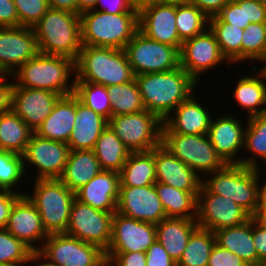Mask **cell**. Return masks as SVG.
Masks as SVG:
<instances>
[{"mask_svg": "<svg viewBox=\"0 0 266 266\" xmlns=\"http://www.w3.org/2000/svg\"><path fill=\"white\" fill-rule=\"evenodd\" d=\"M157 182L183 191H199L203 176H199L161 144L154 148Z\"/></svg>", "mask_w": 266, "mask_h": 266, "instance_id": "obj_23", "label": "cell"}, {"mask_svg": "<svg viewBox=\"0 0 266 266\" xmlns=\"http://www.w3.org/2000/svg\"><path fill=\"white\" fill-rule=\"evenodd\" d=\"M138 29L154 41L181 49L174 4L153 2L141 7L138 10Z\"/></svg>", "mask_w": 266, "mask_h": 266, "instance_id": "obj_19", "label": "cell"}, {"mask_svg": "<svg viewBox=\"0 0 266 266\" xmlns=\"http://www.w3.org/2000/svg\"><path fill=\"white\" fill-rule=\"evenodd\" d=\"M176 27L179 39L183 42L203 33L209 28V17L195 5H176Z\"/></svg>", "mask_w": 266, "mask_h": 266, "instance_id": "obj_42", "label": "cell"}, {"mask_svg": "<svg viewBox=\"0 0 266 266\" xmlns=\"http://www.w3.org/2000/svg\"><path fill=\"white\" fill-rule=\"evenodd\" d=\"M180 66L198 83L200 75L212 67L222 64H232L222 55L219 44L213 32L207 28L203 33L182 42Z\"/></svg>", "mask_w": 266, "mask_h": 266, "instance_id": "obj_15", "label": "cell"}, {"mask_svg": "<svg viewBox=\"0 0 266 266\" xmlns=\"http://www.w3.org/2000/svg\"><path fill=\"white\" fill-rule=\"evenodd\" d=\"M216 244L238 255L249 266L258 264L253 242L252 217L242 225L223 228L214 232Z\"/></svg>", "mask_w": 266, "mask_h": 266, "instance_id": "obj_30", "label": "cell"}, {"mask_svg": "<svg viewBox=\"0 0 266 266\" xmlns=\"http://www.w3.org/2000/svg\"><path fill=\"white\" fill-rule=\"evenodd\" d=\"M258 218L266 224V184L262 194L261 210Z\"/></svg>", "mask_w": 266, "mask_h": 266, "instance_id": "obj_58", "label": "cell"}, {"mask_svg": "<svg viewBox=\"0 0 266 266\" xmlns=\"http://www.w3.org/2000/svg\"><path fill=\"white\" fill-rule=\"evenodd\" d=\"M156 241V224L135 220L115 212L111 240L105 253L147 252Z\"/></svg>", "mask_w": 266, "mask_h": 266, "instance_id": "obj_16", "label": "cell"}, {"mask_svg": "<svg viewBox=\"0 0 266 266\" xmlns=\"http://www.w3.org/2000/svg\"><path fill=\"white\" fill-rule=\"evenodd\" d=\"M116 212L152 224H158L166 218L154 184L144 187H119Z\"/></svg>", "mask_w": 266, "mask_h": 266, "instance_id": "obj_18", "label": "cell"}, {"mask_svg": "<svg viewBox=\"0 0 266 266\" xmlns=\"http://www.w3.org/2000/svg\"><path fill=\"white\" fill-rule=\"evenodd\" d=\"M109 266H146V252L105 253Z\"/></svg>", "mask_w": 266, "mask_h": 266, "instance_id": "obj_48", "label": "cell"}, {"mask_svg": "<svg viewBox=\"0 0 266 266\" xmlns=\"http://www.w3.org/2000/svg\"><path fill=\"white\" fill-rule=\"evenodd\" d=\"M207 266H249L238 255L215 244L211 250Z\"/></svg>", "mask_w": 266, "mask_h": 266, "instance_id": "obj_47", "label": "cell"}, {"mask_svg": "<svg viewBox=\"0 0 266 266\" xmlns=\"http://www.w3.org/2000/svg\"><path fill=\"white\" fill-rule=\"evenodd\" d=\"M41 256L17 239L6 228H0V263L23 266L30 262H39Z\"/></svg>", "mask_w": 266, "mask_h": 266, "instance_id": "obj_41", "label": "cell"}, {"mask_svg": "<svg viewBox=\"0 0 266 266\" xmlns=\"http://www.w3.org/2000/svg\"><path fill=\"white\" fill-rule=\"evenodd\" d=\"M119 172L102 170L90 182L75 192V198L84 204L115 213L119 194Z\"/></svg>", "mask_w": 266, "mask_h": 266, "instance_id": "obj_24", "label": "cell"}, {"mask_svg": "<svg viewBox=\"0 0 266 266\" xmlns=\"http://www.w3.org/2000/svg\"><path fill=\"white\" fill-rule=\"evenodd\" d=\"M97 0H78V14L93 10L95 8Z\"/></svg>", "mask_w": 266, "mask_h": 266, "instance_id": "obj_57", "label": "cell"}, {"mask_svg": "<svg viewBox=\"0 0 266 266\" xmlns=\"http://www.w3.org/2000/svg\"><path fill=\"white\" fill-rule=\"evenodd\" d=\"M217 16L224 23L246 29L250 23L266 22V5L258 0H230Z\"/></svg>", "mask_w": 266, "mask_h": 266, "instance_id": "obj_36", "label": "cell"}, {"mask_svg": "<svg viewBox=\"0 0 266 266\" xmlns=\"http://www.w3.org/2000/svg\"><path fill=\"white\" fill-rule=\"evenodd\" d=\"M113 215L114 213L95 209L75 198L65 234L106 251L111 240Z\"/></svg>", "mask_w": 266, "mask_h": 266, "instance_id": "obj_12", "label": "cell"}, {"mask_svg": "<svg viewBox=\"0 0 266 266\" xmlns=\"http://www.w3.org/2000/svg\"><path fill=\"white\" fill-rule=\"evenodd\" d=\"M112 116L144 111L141 94L135 81L107 86Z\"/></svg>", "mask_w": 266, "mask_h": 266, "instance_id": "obj_40", "label": "cell"}, {"mask_svg": "<svg viewBox=\"0 0 266 266\" xmlns=\"http://www.w3.org/2000/svg\"><path fill=\"white\" fill-rule=\"evenodd\" d=\"M39 53L32 27H0V75H12Z\"/></svg>", "mask_w": 266, "mask_h": 266, "instance_id": "obj_17", "label": "cell"}, {"mask_svg": "<svg viewBox=\"0 0 266 266\" xmlns=\"http://www.w3.org/2000/svg\"><path fill=\"white\" fill-rule=\"evenodd\" d=\"M0 266H17V265H8V264H2V263H0Z\"/></svg>", "mask_w": 266, "mask_h": 266, "instance_id": "obj_64", "label": "cell"}, {"mask_svg": "<svg viewBox=\"0 0 266 266\" xmlns=\"http://www.w3.org/2000/svg\"><path fill=\"white\" fill-rule=\"evenodd\" d=\"M166 217L196 220L199 191H183L164 183L154 184Z\"/></svg>", "mask_w": 266, "mask_h": 266, "instance_id": "obj_33", "label": "cell"}, {"mask_svg": "<svg viewBox=\"0 0 266 266\" xmlns=\"http://www.w3.org/2000/svg\"><path fill=\"white\" fill-rule=\"evenodd\" d=\"M108 120L81 103L76 96V117L67 145L70 150H93Z\"/></svg>", "mask_w": 266, "mask_h": 266, "instance_id": "obj_26", "label": "cell"}, {"mask_svg": "<svg viewBox=\"0 0 266 266\" xmlns=\"http://www.w3.org/2000/svg\"><path fill=\"white\" fill-rule=\"evenodd\" d=\"M241 41V61L260 60L262 63L266 57V22L250 23Z\"/></svg>", "mask_w": 266, "mask_h": 266, "instance_id": "obj_44", "label": "cell"}, {"mask_svg": "<svg viewBox=\"0 0 266 266\" xmlns=\"http://www.w3.org/2000/svg\"><path fill=\"white\" fill-rule=\"evenodd\" d=\"M145 110L162 122L196 89L197 82L181 67L135 76Z\"/></svg>", "mask_w": 266, "mask_h": 266, "instance_id": "obj_1", "label": "cell"}, {"mask_svg": "<svg viewBox=\"0 0 266 266\" xmlns=\"http://www.w3.org/2000/svg\"><path fill=\"white\" fill-rule=\"evenodd\" d=\"M61 96L55 92L17 87L12 88L11 110L34 132L51 114Z\"/></svg>", "mask_w": 266, "mask_h": 266, "instance_id": "obj_20", "label": "cell"}, {"mask_svg": "<svg viewBox=\"0 0 266 266\" xmlns=\"http://www.w3.org/2000/svg\"><path fill=\"white\" fill-rule=\"evenodd\" d=\"M247 119L243 149L250 151L251 156L237 158V164L258 169L259 164L256 160L259 158L266 164V114L255 115Z\"/></svg>", "mask_w": 266, "mask_h": 266, "instance_id": "obj_37", "label": "cell"}, {"mask_svg": "<svg viewBox=\"0 0 266 266\" xmlns=\"http://www.w3.org/2000/svg\"><path fill=\"white\" fill-rule=\"evenodd\" d=\"M146 266H176L164 247L155 241L146 252Z\"/></svg>", "mask_w": 266, "mask_h": 266, "instance_id": "obj_50", "label": "cell"}, {"mask_svg": "<svg viewBox=\"0 0 266 266\" xmlns=\"http://www.w3.org/2000/svg\"><path fill=\"white\" fill-rule=\"evenodd\" d=\"M254 266H266V263H258L257 265Z\"/></svg>", "mask_w": 266, "mask_h": 266, "instance_id": "obj_63", "label": "cell"}, {"mask_svg": "<svg viewBox=\"0 0 266 266\" xmlns=\"http://www.w3.org/2000/svg\"><path fill=\"white\" fill-rule=\"evenodd\" d=\"M264 66L260 69L262 71V73L264 74L265 78H266V57L265 59L262 61Z\"/></svg>", "mask_w": 266, "mask_h": 266, "instance_id": "obj_62", "label": "cell"}, {"mask_svg": "<svg viewBox=\"0 0 266 266\" xmlns=\"http://www.w3.org/2000/svg\"><path fill=\"white\" fill-rule=\"evenodd\" d=\"M41 261H43V262L41 264L38 263V265L36 264V266H56V265L48 263L47 261L45 262V259H43L42 257H41Z\"/></svg>", "mask_w": 266, "mask_h": 266, "instance_id": "obj_61", "label": "cell"}, {"mask_svg": "<svg viewBox=\"0 0 266 266\" xmlns=\"http://www.w3.org/2000/svg\"><path fill=\"white\" fill-rule=\"evenodd\" d=\"M24 176L22 155L0 150V190L19 193V191L14 190V187L22 181L21 178Z\"/></svg>", "mask_w": 266, "mask_h": 266, "instance_id": "obj_45", "label": "cell"}, {"mask_svg": "<svg viewBox=\"0 0 266 266\" xmlns=\"http://www.w3.org/2000/svg\"><path fill=\"white\" fill-rule=\"evenodd\" d=\"M75 81L105 87L133 81L135 74L124 50L82 45L75 60Z\"/></svg>", "mask_w": 266, "mask_h": 266, "instance_id": "obj_3", "label": "cell"}, {"mask_svg": "<svg viewBox=\"0 0 266 266\" xmlns=\"http://www.w3.org/2000/svg\"><path fill=\"white\" fill-rule=\"evenodd\" d=\"M32 29L39 53L77 59L82 48L79 14L50 8Z\"/></svg>", "mask_w": 266, "mask_h": 266, "instance_id": "obj_4", "label": "cell"}, {"mask_svg": "<svg viewBox=\"0 0 266 266\" xmlns=\"http://www.w3.org/2000/svg\"><path fill=\"white\" fill-rule=\"evenodd\" d=\"M76 117V95L61 96L51 114L34 132L38 136L66 143L71 135Z\"/></svg>", "mask_w": 266, "mask_h": 266, "instance_id": "obj_27", "label": "cell"}, {"mask_svg": "<svg viewBox=\"0 0 266 266\" xmlns=\"http://www.w3.org/2000/svg\"><path fill=\"white\" fill-rule=\"evenodd\" d=\"M161 145L180 159L198 175L207 176L224 168L227 163L214 149L208 135H184L173 133L164 123L161 129Z\"/></svg>", "mask_w": 266, "mask_h": 266, "instance_id": "obj_8", "label": "cell"}, {"mask_svg": "<svg viewBox=\"0 0 266 266\" xmlns=\"http://www.w3.org/2000/svg\"><path fill=\"white\" fill-rule=\"evenodd\" d=\"M191 95L180 103L163 123L173 132L184 135H206L212 116L207 108ZM208 110V112H207ZM174 114V115H173Z\"/></svg>", "mask_w": 266, "mask_h": 266, "instance_id": "obj_25", "label": "cell"}, {"mask_svg": "<svg viewBox=\"0 0 266 266\" xmlns=\"http://www.w3.org/2000/svg\"><path fill=\"white\" fill-rule=\"evenodd\" d=\"M25 193L12 206L6 229L37 252L49 234L43 226L38 210ZM37 242L41 243L40 246H35Z\"/></svg>", "mask_w": 266, "mask_h": 266, "instance_id": "obj_21", "label": "cell"}, {"mask_svg": "<svg viewBox=\"0 0 266 266\" xmlns=\"http://www.w3.org/2000/svg\"><path fill=\"white\" fill-rule=\"evenodd\" d=\"M19 18L13 0H0V27H18Z\"/></svg>", "mask_w": 266, "mask_h": 266, "instance_id": "obj_53", "label": "cell"}, {"mask_svg": "<svg viewBox=\"0 0 266 266\" xmlns=\"http://www.w3.org/2000/svg\"><path fill=\"white\" fill-rule=\"evenodd\" d=\"M10 75H0V114L11 110V95L14 83L6 82Z\"/></svg>", "mask_w": 266, "mask_h": 266, "instance_id": "obj_55", "label": "cell"}, {"mask_svg": "<svg viewBox=\"0 0 266 266\" xmlns=\"http://www.w3.org/2000/svg\"><path fill=\"white\" fill-rule=\"evenodd\" d=\"M251 216L239 205L221 195L211 193L203 184L197 195V218L200 228L217 230L242 225Z\"/></svg>", "mask_w": 266, "mask_h": 266, "instance_id": "obj_13", "label": "cell"}, {"mask_svg": "<svg viewBox=\"0 0 266 266\" xmlns=\"http://www.w3.org/2000/svg\"><path fill=\"white\" fill-rule=\"evenodd\" d=\"M20 26L32 27L50 9L48 0H13Z\"/></svg>", "mask_w": 266, "mask_h": 266, "instance_id": "obj_46", "label": "cell"}, {"mask_svg": "<svg viewBox=\"0 0 266 266\" xmlns=\"http://www.w3.org/2000/svg\"><path fill=\"white\" fill-rule=\"evenodd\" d=\"M93 10L112 14L138 13L129 0H97Z\"/></svg>", "mask_w": 266, "mask_h": 266, "instance_id": "obj_51", "label": "cell"}, {"mask_svg": "<svg viewBox=\"0 0 266 266\" xmlns=\"http://www.w3.org/2000/svg\"><path fill=\"white\" fill-rule=\"evenodd\" d=\"M230 0H188L187 3L195 5L206 16H216Z\"/></svg>", "mask_w": 266, "mask_h": 266, "instance_id": "obj_54", "label": "cell"}, {"mask_svg": "<svg viewBox=\"0 0 266 266\" xmlns=\"http://www.w3.org/2000/svg\"><path fill=\"white\" fill-rule=\"evenodd\" d=\"M133 6L136 8V9H140L141 7L145 6V5H148V4H151L153 2H155V0H129Z\"/></svg>", "mask_w": 266, "mask_h": 266, "instance_id": "obj_59", "label": "cell"}, {"mask_svg": "<svg viewBox=\"0 0 266 266\" xmlns=\"http://www.w3.org/2000/svg\"><path fill=\"white\" fill-rule=\"evenodd\" d=\"M163 122L144 110L132 114L112 116L108 125L130 152H146L161 144Z\"/></svg>", "mask_w": 266, "mask_h": 266, "instance_id": "obj_10", "label": "cell"}, {"mask_svg": "<svg viewBox=\"0 0 266 266\" xmlns=\"http://www.w3.org/2000/svg\"><path fill=\"white\" fill-rule=\"evenodd\" d=\"M66 143L45 139L33 133L28 142L23 157V167L26 173V163L36 167V180L59 179L64 171L69 155Z\"/></svg>", "mask_w": 266, "mask_h": 266, "instance_id": "obj_14", "label": "cell"}, {"mask_svg": "<svg viewBox=\"0 0 266 266\" xmlns=\"http://www.w3.org/2000/svg\"><path fill=\"white\" fill-rule=\"evenodd\" d=\"M136 75L167 72L180 66L179 50L144 35L139 29L124 48Z\"/></svg>", "mask_w": 266, "mask_h": 266, "instance_id": "obj_11", "label": "cell"}, {"mask_svg": "<svg viewBox=\"0 0 266 266\" xmlns=\"http://www.w3.org/2000/svg\"><path fill=\"white\" fill-rule=\"evenodd\" d=\"M209 29L215 35L222 55L227 61H241V43L244 29L224 23L217 15L209 18Z\"/></svg>", "mask_w": 266, "mask_h": 266, "instance_id": "obj_38", "label": "cell"}, {"mask_svg": "<svg viewBox=\"0 0 266 266\" xmlns=\"http://www.w3.org/2000/svg\"><path fill=\"white\" fill-rule=\"evenodd\" d=\"M75 61L64 56L38 53L22 64L12 75L17 87L52 91L60 96L74 93ZM69 81V82H68Z\"/></svg>", "mask_w": 266, "mask_h": 266, "instance_id": "obj_5", "label": "cell"}, {"mask_svg": "<svg viewBox=\"0 0 266 266\" xmlns=\"http://www.w3.org/2000/svg\"><path fill=\"white\" fill-rule=\"evenodd\" d=\"M25 195L38 210L48 234L66 232L75 193L60 179H35L32 195Z\"/></svg>", "mask_w": 266, "mask_h": 266, "instance_id": "obj_7", "label": "cell"}, {"mask_svg": "<svg viewBox=\"0 0 266 266\" xmlns=\"http://www.w3.org/2000/svg\"><path fill=\"white\" fill-rule=\"evenodd\" d=\"M93 151L102 170L117 172L122 169L131 153L109 125L97 139Z\"/></svg>", "mask_w": 266, "mask_h": 266, "instance_id": "obj_34", "label": "cell"}, {"mask_svg": "<svg viewBox=\"0 0 266 266\" xmlns=\"http://www.w3.org/2000/svg\"><path fill=\"white\" fill-rule=\"evenodd\" d=\"M21 195L24 194L0 190V228H6L12 206Z\"/></svg>", "mask_w": 266, "mask_h": 266, "instance_id": "obj_52", "label": "cell"}, {"mask_svg": "<svg viewBox=\"0 0 266 266\" xmlns=\"http://www.w3.org/2000/svg\"><path fill=\"white\" fill-rule=\"evenodd\" d=\"M252 230L258 263H266V224L258 217H252Z\"/></svg>", "mask_w": 266, "mask_h": 266, "instance_id": "obj_49", "label": "cell"}, {"mask_svg": "<svg viewBox=\"0 0 266 266\" xmlns=\"http://www.w3.org/2000/svg\"><path fill=\"white\" fill-rule=\"evenodd\" d=\"M37 253L56 266H105V251L99 246L66 235L49 234Z\"/></svg>", "mask_w": 266, "mask_h": 266, "instance_id": "obj_9", "label": "cell"}, {"mask_svg": "<svg viewBox=\"0 0 266 266\" xmlns=\"http://www.w3.org/2000/svg\"><path fill=\"white\" fill-rule=\"evenodd\" d=\"M261 70L237 81L233 97L240 107L246 109L248 118L266 114V82ZM264 107H263V106ZM262 107V108H260Z\"/></svg>", "mask_w": 266, "mask_h": 266, "instance_id": "obj_31", "label": "cell"}, {"mask_svg": "<svg viewBox=\"0 0 266 266\" xmlns=\"http://www.w3.org/2000/svg\"><path fill=\"white\" fill-rule=\"evenodd\" d=\"M33 133L12 110L0 114V150L22 155Z\"/></svg>", "mask_w": 266, "mask_h": 266, "instance_id": "obj_35", "label": "cell"}, {"mask_svg": "<svg viewBox=\"0 0 266 266\" xmlns=\"http://www.w3.org/2000/svg\"><path fill=\"white\" fill-rule=\"evenodd\" d=\"M101 171L93 150H70L66 166L59 179L75 193Z\"/></svg>", "mask_w": 266, "mask_h": 266, "instance_id": "obj_29", "label": "cell"}, {"mask_svg": "<svg viewBox=\"0 0 266 266\" xmlns=\"http://www.w3.org/2000/svg\"><path fill=\"white\" fill-rule=\"evenodd\" d=\"M51 9L69 11L78 14V0H48Z\"/></svg>", "mask_w": 266, "mask_h": 266, "instance_id": "obj_56", "label": "cell"}, {"mask_svg": "<svg viewBox=\"0 0 266 266\" xmlns=\"http://www.w3.org/2000/svg\"><path fill=\"white\" fill-rule=\"evenodd\" d=\"M198 227L196 220L166 217L156 224V241L177 263L182 257L190 236Z\"/></svg>", "mask_w": 266, "mask_h": 266, "instance_id": "obj_28", "label": "cell"}, {"mask_svg": "<svg viewBox=\"0 0 266 266\" xmlns=\"http://www.w3.org/2000/svg\"><path fill=\"white\" fill-rule=\"evenodd\" d=\"M261 171L241 164H227L211 173V178H202V184L213 194L232 200L251 217H258L265 187L260 185Z\"/></svg>", "mask_w": 266, "mask_h": 266, "instance_id": "obj_2", "label": "cell"}, {"mask_svg": "<svg viewBox=\"0 0 266 266\" xmlns=\"http://www.w3.org/2000/svg\"><path fill=\"white\" fill-rule=\"evenodd\" d=\"M155 2L162 3V4L180 5V4H186L188 0H155Z\"/></svg>", "mask_w": 266, "mask_h": 266, "instance_id": "obj_60", "label": "cell"}, {"mask_svg": "<svg viewBox=\"0 0 266 266\" xmlns=\"http://www.w3.org/2000/svg\"><path fill=\"white\" fill-rule=\"evenodd\" d=\"M74 94L88 108L109 120L112 117L107 87L91 82H74Z\"/></svg>", "mask_w": 266, "mask_h": 266, "instance_id": "obj_43", "label": "cell"}, {"mask_svg": "<svg viewBox=\"0 0 266 266\" xmlns=\"http://www.w3.org/2000/svg\"><path fill=\"white\" fill-rule=\"evenodd\" d=\"M216 238L214 232L198 227L190 236L176 266H207Z\"/></svg>", "mask_w": 266, "mask_h": 266, "instance_id": "obj_39", "label": "cell"}, {"mask_svg": "<svg viewBox=\"0 0 266 266\" xmlns=\"http://www.w3.org/2000/svg\"><path fill=\"white\" fill-rule=\"evenodd\" d=\"M235 117L231 112L226 115L222 113L217 119L212 117L207 133L210 143L227 164H237L234 158L238 157L244 146L246 128Z\"/></svg>", "mask_w": 266, "mask_h": 266, "instance_id": "obj_22", "label": "cell"}, {"mask_svg": "<svg viewBox=\"0 0 266 266\" xmlns=\"http://www.w3.org/2000/svg\"><path fill=\"white\" fill-rule=\"evenodd\" d=\"M119 187H144L157 182L154 149L131 152L119 171Z\"/></svg>", "mask_w": 266, "mask_h": 266, "instance_id": "obj_32", "label": "cell"}, {"mask_svg": "<svg viewBox=\"0 0 266 266\" xmlns=\"http://www.w3.org/2000/svg\"><path fill=\"white\" fill-rule=\"evenodd\" d=\"M82 45L124 50L138 30V13L89 10L80 14Z\"/></svg>", "mask_w": 266, "mask_h": 266, "instance_id": "obj_6", "label": "cell"}, {"mask_svg": "<svg viewBox=\"0 0 266 266\" xmlns=\"http://www.w3.org/2000/svg\"><path fill=\"white\" fill-rule=\"evenodd\" d=\"M258 1L266 5V0H258Z\"/></svg>", "mask_w": 266, "mask_h": 266, "instance_id": "obj_65", "label": "cell"}]
</instances>
